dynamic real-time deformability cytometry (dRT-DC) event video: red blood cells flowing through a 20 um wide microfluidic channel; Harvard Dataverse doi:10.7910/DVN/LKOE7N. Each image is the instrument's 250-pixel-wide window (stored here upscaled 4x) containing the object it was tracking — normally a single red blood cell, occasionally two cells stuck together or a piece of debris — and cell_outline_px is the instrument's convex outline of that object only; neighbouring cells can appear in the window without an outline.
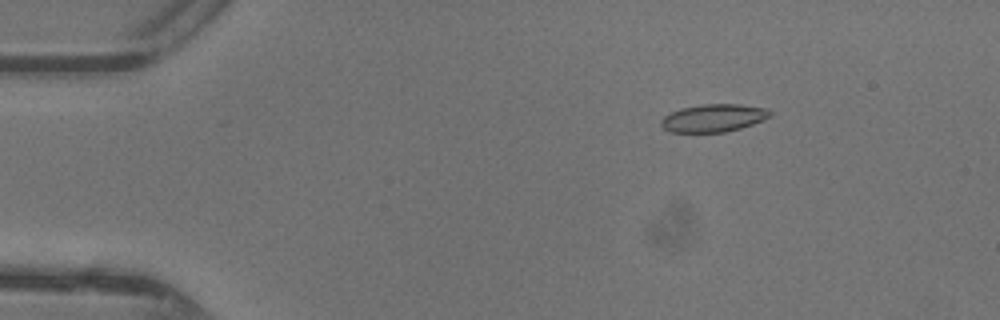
{"species": "common noctule bat (a hibernating species)", "species_latin": "Nyctalus noctula", "temperature_condition": "warm", "stored_images_in_passage": 17, "camera_frame_rate_fps": 3000, "um_per_image_px": 0.085, "animal": {"sex": "female"}, "frame": {"image": 1, "passage_image": 5, "time_ms": 1.333, "image_size_px": [1000, 320], "cell_outline_px": [[772, 116], [764, 120], [740, 128], [724, 132], [668, 132], [660, 124], [660, 120], [664, 116], [680, 108], [700, 104], [740, 104], [768, 108], [772, 112]], "centroid_in_image_um": [60.66, 10.02], "position_along_channel_um": 24.3, "area_um2": 17.8}}
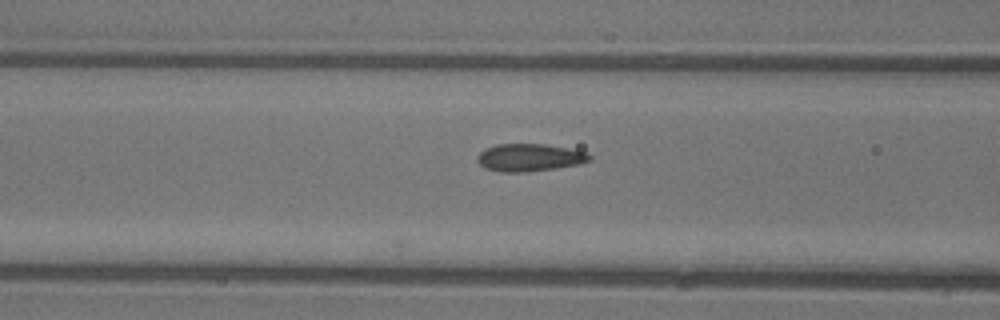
{"frame": {"image": 2, "passage_image": 17, "time_ms": 5.333, "image_size_px": [1000, 320], "cell_outline_px": [[592, 160], [580, 164], [556, 168], [524, 172], [500, 172], [484, 168], [476, 160], [476, 156], [484, 148], [496, 144], [544, 144], [584, 152], [592, 156]], "centroid_in_image_um": [44.95, 13.4], "position_along_channel_um": 121.6, "area_um2": 18.03}}